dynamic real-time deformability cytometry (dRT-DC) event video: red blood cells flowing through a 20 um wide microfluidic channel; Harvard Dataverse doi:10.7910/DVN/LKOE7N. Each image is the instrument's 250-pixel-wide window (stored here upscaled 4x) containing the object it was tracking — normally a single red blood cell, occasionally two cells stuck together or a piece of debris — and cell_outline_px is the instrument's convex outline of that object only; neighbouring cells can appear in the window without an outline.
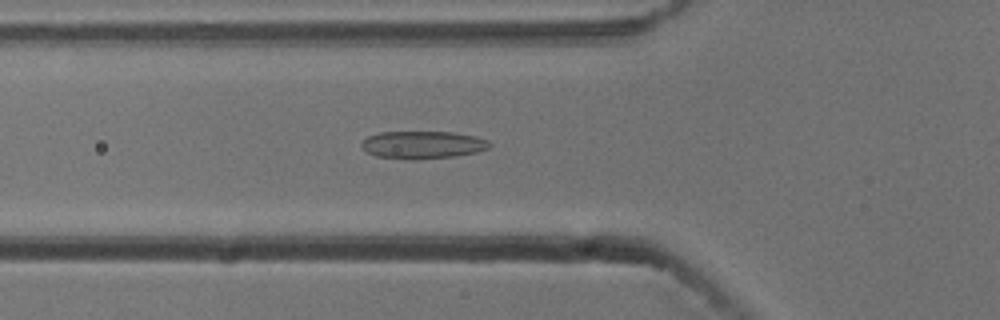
{"species": "common noctule bat (a hibernating species)", "species_latin": "Nyctalus noctula", "temperature_condition": "cold", "stored_images_in_passage": 47, "camera_frame_rate_fps": 3000, "um_per_image_px": 0.085, "animal": {"sex": "male", "body_mass_g": 13.3}, "frame": {"image": 1, "passage_image": 12, "time_ms": 3.667, "image_size_px": [1000, 320], "cell_outline_px": [[492, 144], [488, 148], [476, 152], [456, 156], [416, 160], [408, 160], [376, 156], [360, 148], [360, 144], [368, 136], [380, 132], [452, 132], [476, 136], [488, 140]], "centroid_in_image_um": [35.92, 12.32], "position_along_channel_um": 89.9, "area_um2": 20.81}}
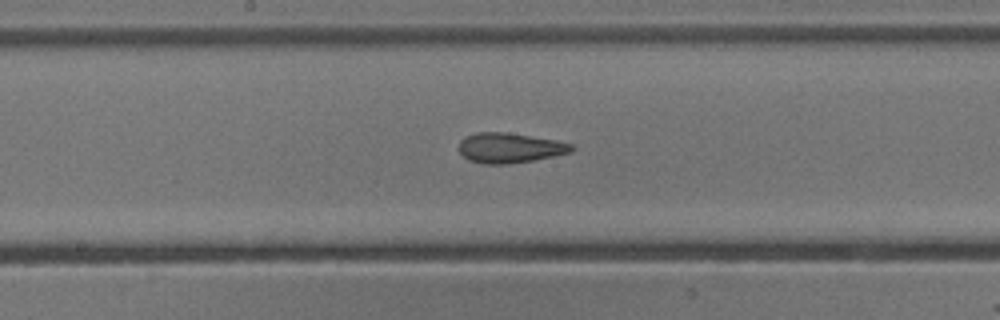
{"frame": {"image": 2, "passage_image": 21, "time_ms": 6.667, "image_size_px": [1000, 320], "cell_outline_px": [[576, 148], [572, 152], [532, 160], [508, 164], [484, 164], [468, 160], [456, 148], [460, 140], [464, 136], [476, 132], [508, 132], [556, 140], [572, 144]], "centroid_in_image_um": [43.29, 12.56], "position_along_channel_um": 204.9, "area_um2": 19.94}}
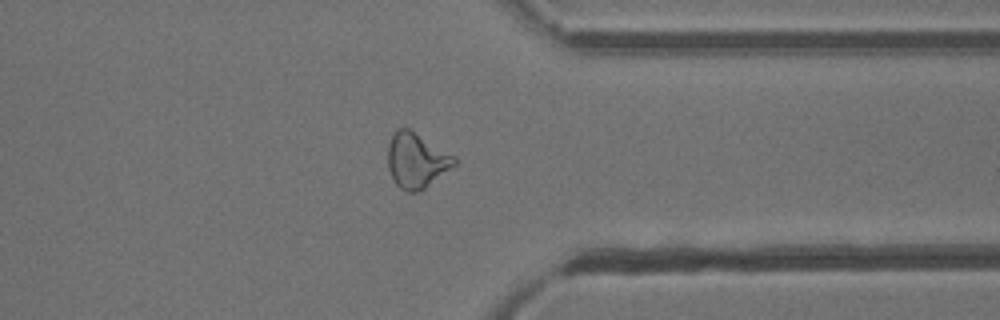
{"frame": {"image": 3, "passage_image": 35, "time_ms": 11.333, "image_size_px": [1000, 320], "cell_outline_px": [[456, 164], [420, 192], [408, 192], [400, 188], [396, 184], [388, 168], [388, 144], [392, 136], [400, 128], [408, 128], [456, 156]], "centroid_in_image_um": [35.41, 13.65], "position_along_channel_um": 376.0, "area_um2": 21.15}, "authors_computed_cell_mechanics": {"area_um2": 20.808, "velocity_mm_per_s": 3.7896, "shape_relaxation_time_tau1_ms": 10.965, "shape_relaxation_time_tau2_ms": 1.9418, "deformation_change_tau1": 0.2285, "deformation_change_tau2": 0.113}}